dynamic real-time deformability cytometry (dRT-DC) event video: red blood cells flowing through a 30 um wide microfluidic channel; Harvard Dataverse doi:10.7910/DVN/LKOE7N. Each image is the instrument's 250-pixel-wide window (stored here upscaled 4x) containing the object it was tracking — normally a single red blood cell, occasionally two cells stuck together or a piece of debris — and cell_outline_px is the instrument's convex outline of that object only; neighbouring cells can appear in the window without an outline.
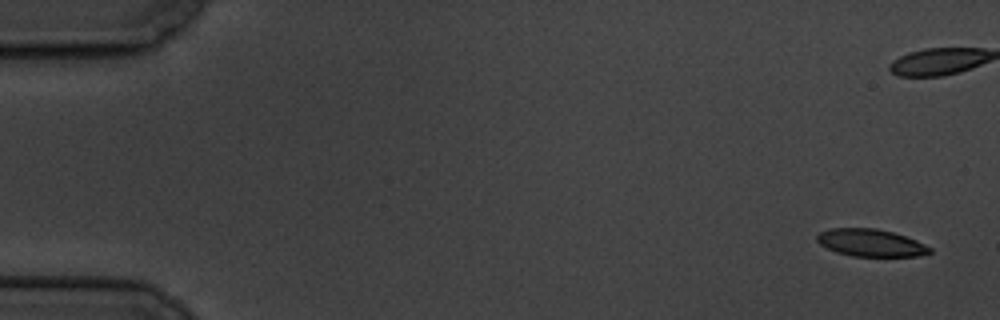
{"species": "common noctule bat (a hibernating species)", "species_latin": "Nyctalus noctula", "temperature_condition": "cold", "stored_images_in_passage": 4, "camera_frame_rate_fps": 3000, "um_per_image_px": 0.085, "animal": {"sex": "male", "body_mass_g": 19.5, "forearm_length_mm": 54.6}, "frame": {"image": 1, "passage_image": 1, "time_ms": 0.0, "image_size_px": [1000, 320], "cell_outline_px": [[932, 252], [920, 256], [852, 256], [836, 252], [820, 244], [816, 240], [816, 236], [820, 232], [832, 228], [876, 228], [892, 232], [916, 240], [932, 248]], "centroid_in_image_um": [74.02, 20.64], "position_along_channel_um": 11.0, "area_um2": 17.92}}